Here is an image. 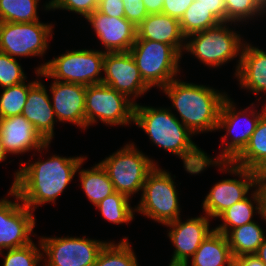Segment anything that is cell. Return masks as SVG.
<instances>
[{
    "mask_svg": "<svg viewBox=\"0 0 266 266\" xmlns=\"http://www.w3.org/2000/svg\"><path fill=\"white\" fill-rule=\"evenodd\" d=\"M102 83L134 99L151 89L142 79L130 52L105 53Z\"/></svg>",
    "mask_w": 266,
    "mask_h": 266,
    "instance_id": "cell-15",
    "label": "cell"
},
{
    "mask_svg": "<svg viewBox=\"0 0 266 266\" xmlns=\"http://www.w3.org/2000/svg\"><path fill=\"white\" fill-rule=\"evenodd\" d=\"M266 157V112L259 119L255 131L244 150L232 161L236 166L253 169Z\"/></svg>",
    "mask_w": 266,
    "mask_h": 266,
    "instance_id": "cell-27",
    "label": "cell"
},
{
    "mask_svg": "<svg viewBox=\"0 0 266 266\" xmlns=\"http://www.w3.org/2000/svg\"><path fill=\"white\" fill-rule=\"evenodd\" d=\"M169 266H189L188 264H182V263H170Z\"/></svg>",
    "mask_w": 266,
    "mask_h": 266,
    "instance_id": "cell-47",
    "label": "cell"
},
{
    "mask_svg": "<svg viewBox=\"0 0 266 266\" xmlns=\"http://www.w3.org/2000/svg\"><path fill=\"white\" fill-rule=\"evenodd\" d=\"M179 22L182 34L185 37L215 27L221 23L209 9L197 3L196 0L188 7Z\"/></svg>",
    "mask_w": 266,
    "mask_h": 266,
    "instance_id": "cell-28",
    "label": "cell"
},
{
    "mask_svg": "<svg viewBox=\"0 0 266 266\" xmlns=\"http://www.w3.org/2000/svg\"><path fill=\"white\" fill-rule=\"evenodd\" d=\"M169 172L158 165L148 174L135 211L166 225L180 217L178 192Z\"/></svg>",
    "mask_w": 266,
    "mask_h": 266,
    "instance_id": "cell-8",
    "label": "cell"
},
{
    "mask_svg": "<svg viewBox=\"0 0 266 266\" xmlns=\"http://www.w3.org/2000/svg\"><path fill=\"white\" fill-rule=\"evenodd\" d=\"M92 169H83L79 172L82 189L92 204L95 206L107 196L113 194L114 186L108 176L107 171L100 163Z\"/></svg>",
    "mask_w": 266,
    "mask_h": 266,
    "instance_id": "cell-26",
    "label": "cell"
},
{
    "mask_svg": "<svg viewBox=\"0 0 266 266\" xmlns=\"http://www.w3.org/2000/svg\"><path fill=\"white\" fill-rule=\"evenodd\" d=\"M207 215L187 219L181 222L180 217L166 226L171 227L168 236L174 245V254L170 263L188 264L203 240L213 231L209 227Z\"/></svg>",
    "mask_w": 266,
    "mask_h": 266,
    "instance_id": "cell-17",
    "label": "cell"
},
{
    "mask_svg": "<svg viewBox=\"0 0 266 266\" xmlns=\"http://www.w3.org/2000/svg\"><path fill=\"white\" fill-rule=\"evenodd\" d=\"M139 39L153 40L173 46L181 55L186 37L182 34L179 20L163 13L148 14L137 26Z\"/></svg>",
    "mask_w": 266,
    "mask_h": 266,
    "instance_id": "cell-21",
    "label": "cell"
},
{
    "mask_svg": "<svg viewBox=\"0 0 266 266\" xmlns=\"http://www.w3.org/2000/svg\"><path fill=\"white\" fill-rule=\"evenodd\" d=\"M7 152L4 149L3 140L0 136V162L4 161L7 158Z\"/></svg>",
    "mask_w": 266,
    "mask_h": 266,
    "instance_id": "cell-46",
    "label": "cell"
},
{
    "mask_svg": "<svg viewBox=\"0 0 266 266\" xmlns=\"http://www.w3.org/2000/svg\"><path fill=\"white\" fill-rule=\"evenodd\" d=\"M8 195L17 201L0 200V254L3 249H13L32 243L31 233L35 227V218L19 196L10 188Z\"/></svg>",
    "mask_w": 266,
    "mask_h": 266,
    "instance_id": "cell-14",
    "label": "cell"
},
{
    "mask_svg": "<svg viewBox=\"0 0 266 266\" xmlns=\"http://www.w3.org/2000/svg\"><path fill=\"white\" fill-rule=\"evenodd\" d=\"M252 171L255 179H266V157Z\"/></svg>",
    "mask_w": 266,
    "mask_h": 266,
    "instance_id": "cell-44",
    "label": "cell"
},
{
    "mask_svg": "<svg viewBox=\"0 0 266 266\" xmlns=\"http://www.w3.org/2000/svg\"><path fill=\"white\" fill-rule=\"evenodd\" d=\"M148 14L162 13L164 0H143Z\"/></svg>",
    "mask_w": 266,
    "mask_h": 266,
    "instance_id": "cell-43",
    "label": "cell"
},
{
    "mask_svg": "<svg viewBox=\"0 0 266 266\" xmlns=\"http://www.w3.org/2000/svg\"><path fill=\"white\" fill-rule=\"evenodd\" d=\"M105 47V53L129 52L137 37V27L125 17L115 18L98 10L86 18Z\"/></svg>",
    "mask_w": 266,
    "mask_h": 266,
    "instance_id": "cell-16",
    "label": "cell"
},
{
    "mask_svg": "<svg viewBox=\"0 0 266 266\" xmlns=\"http://www.w3.org/2000/svg\"><path fill=\"white\" fill-rule=\"evenodd\" d=\"M99 0H54L50 9L68 10L87 17L97 10Z\"/></svg>",
    "mask_w": 266,
    "mask_h": 266,
    "instance_id": "cell-36",
    "label": "cell"
},
{
    "mask_svg": "<svg viewBox=\"0 0 266 266\" xmlns=\"http://www.w3.org/2000/svg\"><path fill=\"white\" fill-rule=\"evenodd\" d=\"M40 249L48 257L44 266H94L107 243L80 237H41Z\"/></svg>",
    "mask_w": 266,
    "mask_h": 266,
    "instance_id": "cell-11",
    "label": "cell"
},
{
    "mask_svg": "<svg viewBox=\"0 0 266 266\" xmlns=\"http://www.w3.org/2000/svg\"><path fill=\"white\" fill-rule=\"evenodd\" d=\"M130 198L114 192L96 205L102 216L114 224L128 223L134 219L135 208L130 206Z\"/></svg>",
    "mask_w": 266,
    "mask_h": 266,
    "instance_id": "cell-29",
    "label": "cell"
},
{
    "mask_svg": "<svg viewBox=\"0 0 266 266\" xmlns=\"http://www.w3.org/2000/svg\"><path fill=\"white\" fill-rule=\"evenodd\" d=\"M26 76L16 58L0 52V85L2 88L25 82Z\"/></svg>",
    "mask_w": 266,
    "mask_h": 266,
    "instance_id": "cell-35",
    "label": "cell"
},
{
    "mask_svg": "<svg viewBox=\"0 0 266 266\" xmlns=\"http://www.w3.org/2000/svg\"><path fill=\"white\" fill-rule=\"evenodd\" d=\"M104 58V51L73 50L42 64L35 73L37 77H50L60 82L85 86L99 84L103 78L100 73L104 68Z\"/></svg>",
    "mask_w": 266,
    "mask_h": 266,
    "instance_id": "cell-4",
    "label": "cell"
},
{
    "mask_svg": "<svg viewBox=\"0 0 266 266\" xmlns=\"http://www.w3.org/2000/svg\"><path fill=\"white\" fill-rule=\"evenodd\" d=\"M86 157L52 156L46 161L22 165L15 173L11 189L31 211L53 202L66 189Z\"/></svg>",
    "mask_w": 266,
    "mask_h": 266,
    "instance_id": "cell-2",
    "label": "cell"
},
{
    "mask_svg": "<svg viewBox=\"0 0 266 266\" xmlns=\"http://www.w3.org/2000/svg\"><path fill=\"white\" fill-rule=\"evenodd\" d=\"M222 170L239 175L241 180L224 179L216 183L203 201V209L210 218H218L224 211L247 197L250 188L256 187V180L251 169L236 166L232 162H212Z\"/></svg>",
    "mask_w": 266,
    "mask_h": 266,
    "instance_id": "cell-13",
    "label": "cell"
},
{
    "mask_svg": "<svg viewBox=\"0 0 266 266\" xmlns=\"http://www.w3.org/2000/svg\"><path fill=\"white\" fill-rule=\"evenodd\" d=\"M52 25L39 21L0 22V52L11 57L42 56L52 37Z\"/></svg>",
    "mask_w": 266,
    "mask_h": 266,
    "instance_id": "cell-10",
    "label": "cell"
},
{
    "mask_svg": "<svg viewBox=\"0 0 266 266\" xmlns=\"http://www.w3.org/2000/svg\"><path fill=\"white\" fill-rule=\"evenodd\" d=\"M135 104L124 94L106 84H92L86 87V127L101 120L106 125H126L133 122Z\"/></svg>",
    "mask_w": 266,
    "mask_h": 266,
    "instance_id": "cell-9",
    "label": "cell"
},
{
    "mask_svg": "<svg viewBox=\"0 0 266 266\" xmlns=\"http://www.w3.org/2000/svg\"><path fill=\"white\" fill-rule=\"evenodd\" d=\"M36 82H25L3 88L0 96V119L10 116L21 115L25 107L30 87Z\"/></svg>",
    "mask_w": 266,
    "mask_h": 266,
    "instance_id": "cell-32",
    "label": "cell"
},
{
    "mask_svg": "<svg viewBox=\"0 0 266 266\" xmlns=\"http://www.w3.org/2000/svg\"><path fill=\"white\" fill-rule=\"evenodd\" d=\"M235 104L233 101H231L228 96L223 100L220 112H219V118H218V129H226L225 136H222V142L224 143L225 139L228 138V136H232L229 138L230 142H225L224 149L222 148L221 154H219V157L210 158L205 154V159L212 161V162H232L246 147V145L249 142L250 137L252 136L253 132L255 131L256 125L261 118V116L266 112L265 106L262 108L260 112H257L253 109L250 111L246 108L244 110L236 111ZM249 111L250 116H247L246 114ZM246 115V116H245ZM241 116L245 117V123L246 127L244 130H241V132H238L239 127V119ZM251 119H249V118ZM247 118V119H246ZM239 124V125H238ZM234 133L233 135H231Z\"/></svg>",
    "mask_w": 266,
    "mask_h": 266,
    "instance_id": "cell-12",
    "label": "cell"
},
{
    "mask_svg": "<svg viewBox=\"0 0 266 266\" xmlns=\"http://www.w3.org/2000/svg\"><path fill=\"white\" fill-rule=\"evenodd\" d=\"M54 0H51V1H49L48 3H46V5H44L45 6V10H51L50 9V4L53 2Z\"/></svg>",
    "mask_w": 266,
    "mask_h": 266,
    "instance_id": "cell-48",
    "label": "cell"
},
{
    "mask_svg": "<svg viewBox=\"0 0 266 266\" xmlns=\"http://www.w3.org/2000/svg\"><path fill=\"white\" fill-rule=\"evenodd\" d=\"M194 0H164L162 13L180 21Z\"/></svg>",
    "mask_w": 266,
    "mask_h": 266,
    "instance_id": "cell-38",
    "label": "cell"
},
{
    "mask_svg": "<svg viewBox=\"0 0 266 266\" xmlns=\"http://www.w3.org/2000/svg\"><path fill=\"white\" fill-rule=\"evenodd\" d=\"M23 115L47 141L54 137L55 113L45 86L39 80L29 89Z\"/></svg>",
    "mask_w": 266,
    "mask_h": 266,
    "instance_id": "cell-20",
    "label": "cell"
},
{
    "mask_svg": "<svg viewBox=\"0 0 266 266\" xmlns=\"http://www.w3.org/2000/svg\"><path fill=\"white\" fill-rule=\"evenodd\" d=\"M85 85L66 83L54 80L50 90L52 107L56 119L60 122H71L80 128L86 129L85 123Z\"/></svg>",
    "mask_w": 266,
    "mask_h": 266,
    "instance_id": "cell-18",
    "label": "cell"
},
{
    "mask_svg": "<svg viewBox=\"0 0 266 266\" xmlns=\"http://www.w3.org/2000/svg\"><path fill=\"white\" fill-rule=\"evenodd\" d=\"M226 24L227 22H221L215 27L190 34L186 37V40L189 38L190 41L184 42V51L190 52L210 67H219L239 55L236 67L238 70L245 43L241 42V36Z\"/></svg>",
    "mask_w": 266,
    "mask_h": 266,
    "instance_id": "cell-6",
    "label": "cell"
},
{
    "mask_svg": "<svg viewBox=\"0 0 266 266\" xmlns=\"http://www.w3.org/2000/svg\"><path fill=\"white\" fill-rule=\"evenodd\" d=\"M38 2L39 0H0V22L39 21Z\"/></svg>",
    "mask_w": 266,
    "mask_h": 266,
    "instance_id": "cell-31",
    "label": "cell"
},
{
    "mask_svg": "<svg viewBox=\"0 0 266 266\" xmlns=\"http://www.w3.org/2000/svg\"><path fill=\"white\" fill-rule=\"evenodd\" d=\"M191 258V266H230L235 261L227 236L215 229L203 240Z\"/></svg>",
    "mask_w": 266,
    "mask_h": 266,
    "instance_id": "cell-23",
    "label": "cell"
},
{
    "mask_svg": "<svg viewBox=\"0 0 266 266\" xmlns=\"http://www.w3.org/2000/svg\"><path fill=\"white\" fill-rule=\"evenodd\" d=\"M255 255L266 265V239L258 248V251L255 253Z\"/></svg>",
    "mask_w": 266,
    "mask_h": 266,
    "instance_id": "cell-45",
    "label": "cell"
},
{
    "mask_svg": "<svg viewBox=\"0 0 266 266\" xmlns=\"http://www.w3.org/2000/svg\"><path fill=\"white\" fill-rule=\"evenodd\" d=\"M226 8V22H242L263 15L266 5L261 0H224ZM263 13V14H262ZM257 14V15H256Z\"/></svg>",
    "mask_w": 266,
    "mask_h": 266,
    "instance_id": "cell-33",
    "label": "cell"
},
{
    "mask_svg": "<svg viewBox=\"0 0 266 266\" xmlns=\"http://www.w3.org/2000/svg\"><path fill=\"white\" fill-rule=\"evenodd\" d=\"M261 197V217L266 222V179H255Z\"/></svg>",
    "mask_w": 266,
    "mask_h": 266,
    "instance_id": "cell-42",
    "label": "cell"
},
{
    "mask_svg": "<svg viewBox=\"0 0 266 266\" xmlns=\"http://www.w3.org/2000/svg\"><path fill=\"white\" fill-rule=\"evenodd\" d=\"M144 82L150 87H165L179 72L182 55L171 45L136 37L129 50Z\"/></svg>",
    "mask_w": 266,
    "mask_h": 266,
    "instance_id": "cell-5",
    "label": "cell"
},
{
    "mask_svg": "<svg viewBox=\"0 0 266 266\" xmlns=\"http://www.w3.org/2000/svg\"><path fill=\"white\" fill-rule=\"evenodd\" d=\"M192 134L217 130L219 112L226 93L216 89L172 80L162 88ZM226 94V95H225Z\"/></svg>",
    "mask_w": 266,
    "mask_h": 266,
    "instance_id": "cell-3",
    "label": "cell"
},
{
    "mask_svg": "<svg viewBox=\"0 0 266 266\" xmlns=\"http://www.w3.org/2000/svg\"><path fill=\"white\" fill-rule=\"evenodd\" d=\"M4 256L3 266H37L46 255L32 242L22 247L7 249Z\"/></svg>",
    "mask_w": 266,
    "mask_h": 266,
    "instance_id": "cell-34",
    "label": "cell"
},
{
    "mask_svg": "<svg viewBox=\"0 0 266 266\" xmlns=\"http://www.w3.org/2000/svg\"><path fill=\"white\" fill-rule=\"evenodd\" d=\"M100 164L107 171L115 191L129 198L143 189L148 174L157 165L133 143L125 145L102 160Z\"/></svg>",
    "mask_w": 266,
    "mask_h": 266,
    "instance_id": "cell-7",
    "label": "cell"
},
{
    "mask_svg": "<svg viewBox=\"0 0 266 266\" xmlns=\"http://www.w3.org/2000/svg\"><path fill=\"white\" fill-rule=\"evenodd\" d=\"M133 123L144 130L158 147L177 155L188 173L199 174L212 165L205 152L191 140L192 132L167 108L134 106Z\"/></svg>",
    "mask_w": 266,
    "mask_h": 266,
    "instance_id": "cell-1",
    "label": "cell"
},
{
    "mask_svg": "<svg viewBox=\"0 0 266 266\" xmlns=\"http://www.w3.org/2000/svg\"><path fill=\"white\" fill-rule=\"evenodd\" d=\"M125 18L136 27L148 15L143 0H123Z\"/></svg>",
    "mask_w": 266,
    "mask_h": 266,
    "instance_id": "cell-37",
    "label": "cell"
},
{
    "mask_svg": "<svg viewBox=\"0 0 266 266\" xmlns=\"http://www.w3.org/2000/svg\"><path fill=\"white\" fill-rule=\"evenodd\" d=\"M241 61L235 75L241 88L249 89L257 95L266 93V52L245 42Z\"/></svg>",
    "mask_w": 266,
    "mask_h": 266,
    "instance_id": "cell-22",
    "label": "cell"
},
{
    "mask_svg": "<svg viewBox=\"0 0 266 266\" xmlns=\"http://www.w3.org/2000/svg\"><path fill=\"white\" fill-rule=\"evenodd\" d=\"M251 195L253 199L247 196L224 211L218 217L223 220V224L217 226L215 230L227 235L232 229L253 222L252 217L255 210L261 215V197L257 187H255V191ZM252 201H254V204L256 203V207Z\"/></svg>",
    "mask_w": 266,
    "mask_h": 266,
    "instance_id": "cell-24",
    "label": "cell"
},
{
    "mask_svg": "<svg viewBox=\"0 0 266 266\" xmlns=\"http://www.w3.org/2000/svg\"><path fill=\"white\" fill-rule=\"evenodd\" d=\"M235 261L240 266H266L255 254L241 255Z\"/></svg>",
    "mask_w": 266,
    "mask_h": 266,
    "instance_id": "cell-41",
    "label": "cell"
},
{
    "mask_svg": "<svg viewBox=\"0 0 266 266\" xmlns=\"http://www.w3.org/2000/svg\"><path fill=\"white\" fill-rule=\"evenodd\" d=\"M94 266H138L137 258L125 237L118 244L107 242Z\"/></svg>",
    "mask_w": 266,
    "mask_h": 266,
    "instance_id": "cell-30",
    "label": "cell"
},
{
    "mask_svg": "<svg viewBox=\"0 0 266 266\" xmlns=\"http://www.w3.org/2000/svg\"><path fill=\"white\" fill-rule=\"evenodd\" d=\"M97 10L110 17H125L123 0H99Z\"/></svg>",
    "mask_w": 266,
    "mask_h": 266,
    "instance_id": "cell-39",
    "label": "cell"
},
{
    "mask_svg": "<svg viewBox=\"0 0 266 266\" xmlns=\"http://www.w3.org/2000/svg\"><path fill=\"white\" fill-rule=\"evenodd\" d=\"M257 222H250L232 229L226 236L234 259L245 254H255L266 239Z\"/></svg>",
    "mask_w": 266,
    "mask_h": 266,
    "instance_id": "cell-25",
    "label": "cell"
},
{
    "mask_svg": "<svg viewBox=\"0 0 266 266\" xmlns=\"http://www.w3.org/2000/svg\"><path fill=\"white\" fill-rule=\"evenodd\" d=\"M230 266H240L236 261H234Z\"/></svg>",
    "mask_w": 266,
    "mask_h": 266,
    "instance_id": "cell-49",
    "label": "cell"
},
{
    "mask_svg": "<svg viewBox=\"0 0 266 266\" xmlns=\"http://www.w3.org/2000/svg\"><path fill=\"white\" fill-rule=\"evenodd\" d=\"M218 18L221 22H226V8L224 0H196Z\"/></svg>",
    "mask_w": 266,
    "mask_h": 266,
    "instance_id": "cell-40",
    "label": "cell"
},
{
    "mask_svg": "<svg viewBox=\"0 0 266 266\" xmlns=\"http://www.w3.org/2000/svg\"><path fill=\"white\" fill-rule=\"evenodd\" d=\"M0 136L8 154H23L32 149L43 151L50 144L23 115L1 118Z\"/></svg>",
    "mask_w": 266,
    "mask_h": 266,
    "instance_id": "cell-19",
    "label": "cell"
}]
</instances>
